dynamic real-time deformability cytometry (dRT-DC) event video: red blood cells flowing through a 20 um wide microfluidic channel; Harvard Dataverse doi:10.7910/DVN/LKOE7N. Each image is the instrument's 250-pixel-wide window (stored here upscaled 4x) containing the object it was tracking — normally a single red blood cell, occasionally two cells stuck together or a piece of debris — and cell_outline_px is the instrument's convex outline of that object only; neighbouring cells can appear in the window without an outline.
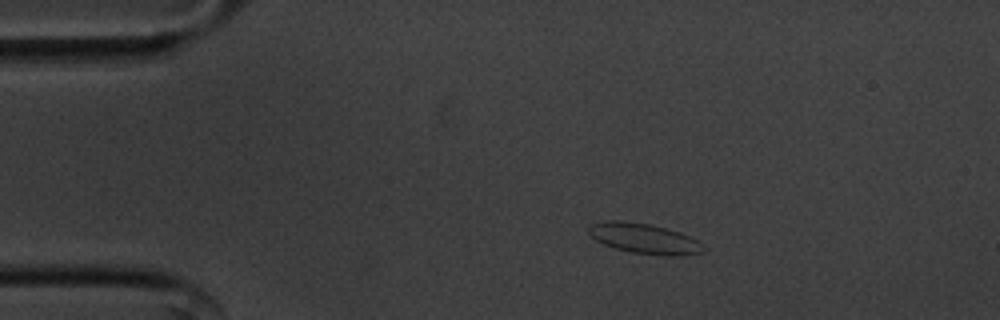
{"species": "common noctule bat (a hibernating species)", "species_latin": "Nyctalus noctula", "temperature_condition": "cold", "stored_images_in_passage": 55, "camera_frame_rate_fps": 3000, "um_per_image_px": 0.085, "animal": {"sex": "male", "body_mass_g": 20.1, "forearm_length_mm": 53.5}, "frame": {"image": 1, "passage_image": 9, "time_ms": 2.667, "image_size_px": [1000, 320], "cell_outline_px": [[704, 252], [680, 256], [664, 256], [632, 252], [616, 248], [604, 244], [596, 240], [588, 232], [588, 228], [592, 224], [604, 220], [620, 220], [648, 224], [680, 232], [696, 240], [704, 248]], "centroid_in_image_um": [54.74, 20.28], "position_along_channel_um": 30.3, "area_um2": 20.0}}
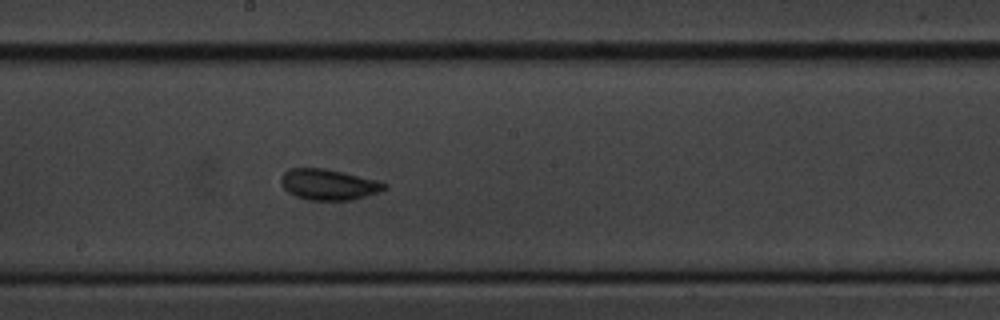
{"frame": {"image": 2, "passage_image": 29, "time_ms": 9.333, "image_size_px": [1000, 320], "cell_outline_px": [[388, 188], [380, 192], [352, 200], [308, 200], [296, 196], [288, 192], [280, 184], [280, 176], [288, 168], [324, 168], [388, 184]], "centroid_in_image_um": [27.87, 15.69], "position_along_channel_um": 220.3, "area_um2": 18.44}}
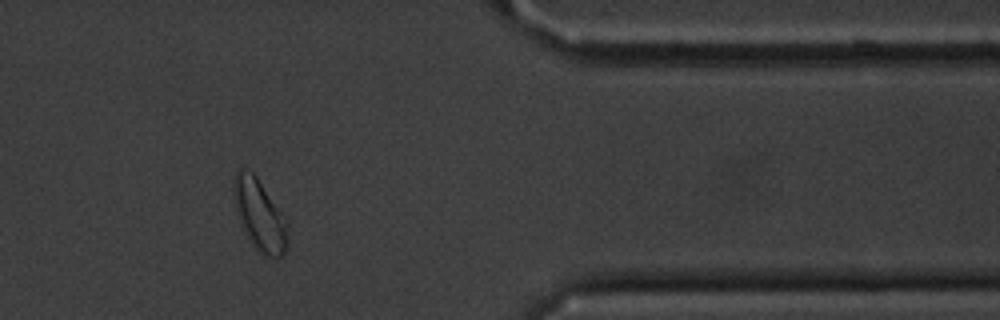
{"frame": {"image": 3, "passage_image": 45, "time_ms": 14.667, "image_size_px": [1000, 320], "cell_outline_px": [[288, 224], [284, 256], [264, 256], [252, 244], [240, 224], [236, 212], [232, 192], [232, 184], [236, 172], [240, 168], [248, 168], [256, 176], [288, 220]], "centroid_in_image_um": [22.04, 18.23], "position_along_channel_um": 389.4, "area_um2": 22.54}, "authors_computed_cell_mechanics": {"area_um2": 18.9584, "velocity_mm_per_s": 3.5613, "shape_relaxation_time_tau1_ms": 7.9433, "shape_relaxation_time_tau2_ms": 1.0324, "deformation_change_tau1": 0.1064, "deformation_change_tau2": 0.0574}}